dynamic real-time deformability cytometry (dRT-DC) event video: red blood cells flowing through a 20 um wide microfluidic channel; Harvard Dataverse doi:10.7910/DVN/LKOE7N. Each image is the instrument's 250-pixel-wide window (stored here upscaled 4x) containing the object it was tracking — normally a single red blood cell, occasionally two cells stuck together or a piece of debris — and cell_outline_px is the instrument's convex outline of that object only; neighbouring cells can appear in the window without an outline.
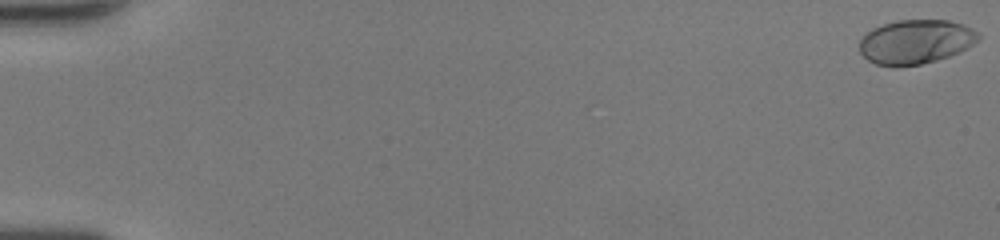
{"species": "human", "species_latin": "Homo sapiens", "temperature_condition": "room temperature", "stored_images_in_passage": 51, "camera_frame_rate_fps": 3000, "um_per_image_px": 0.085, "donor": {"sex": "female"}, "frame": {"image": 1, "passage_image": 1, "time_ms": 0.0, "image_size_px": [1000, 240], "cell_outline_px": [[980, 36], [972, 44], [960, 52], [936, 60], [920, 64], [900, 68], [876, 64], [868, 60], [860, 52], [860, 40], [872, 28], [896, 20], [948, 20], [964, 24], [980, 32]], "centroid_in_image_um": [77.83, 3.55], "position_along_channel_um": 7.2, "area_um2": 30.75}}
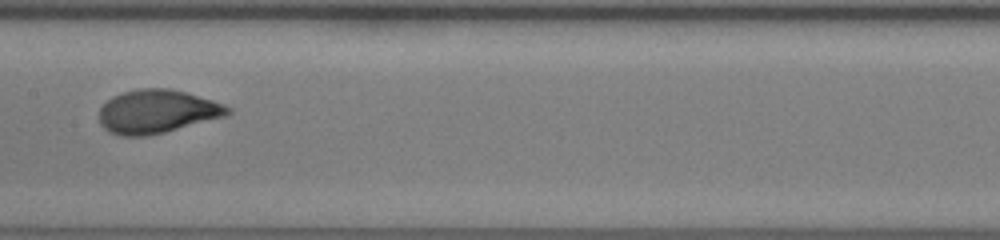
{"frame": {"image": 2, "passage_image": 28, "time_ms": 9.0, "image_size_px": [1000, 240], "cell_outline_px": [[232, 112], [224, 116], [164, 132], [148, 136], [120, 136], [108, 132], [100, 124], [100, 108], [112, 96], [124, 92], [140, 88], [168, 88], [184, 92], [212, 100], [224, 104], [232, 108]], "centroid_in_image_um": [13.33, 9.48], "position_along_channel_um": 194.1, "area_um2": 32.37}}
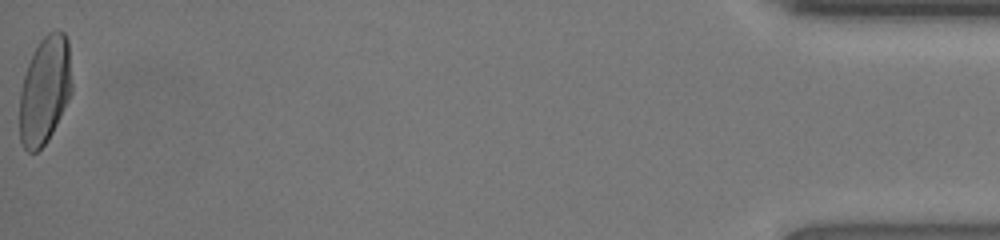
{"frame": {"image": 3, "passage_image": 51, "time_ms": 16.667, "image_size_px": [1000, 240], "cell_outline_px": [[72, 92], [48, 140], [36, 152], [28, 152], [24, 148], [20, 140], [20, 92], [24, 76], [28, 64], [40, 40], [48, 32], [56, 28], [64, 32], [68, 40], [72, 84]], "centroid_in_image_um": [3.82, 7.64], "position_along_channel_um": 431.4, "area_um2": 32.71}, "authors_computed_cell_mechanics": {"area_um2": 31.6166, "velocity_mm_per_s": 4.3146, "shape_relaxation_time_tau1_ms": 3.6605, "shape_relaxation_time_tau2_ms": null, "deformation_change_tau1": 0.1868, "deformation_change_tau2": null}}